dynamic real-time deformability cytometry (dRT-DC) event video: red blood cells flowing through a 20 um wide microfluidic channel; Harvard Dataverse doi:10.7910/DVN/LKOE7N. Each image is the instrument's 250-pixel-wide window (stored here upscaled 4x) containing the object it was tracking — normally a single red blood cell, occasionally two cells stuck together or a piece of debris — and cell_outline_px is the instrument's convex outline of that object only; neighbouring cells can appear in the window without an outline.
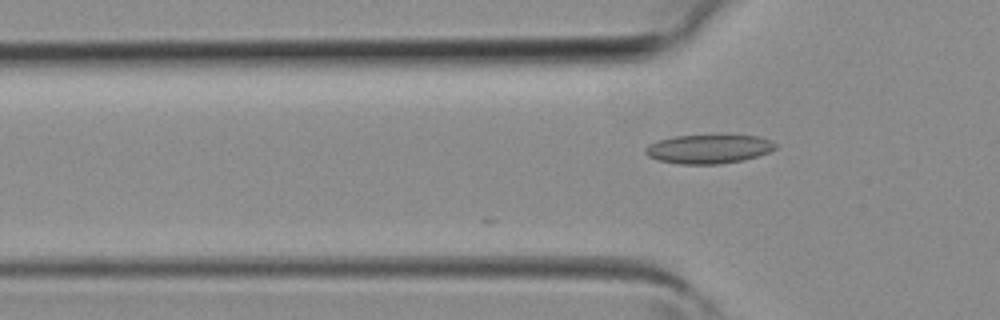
{"species": "common noctule bat (a hibernating species)", "species_latin": "Nyctalus noctula", "temperature_condition": "room temperature", "stored_images_in_passage": 4, "camera_frame_rate_fps": 3000, "um_per_image_px": 0.085, "animal": {"sex": "female", "body_mass_g": 19.3, "forearm_length_mm": 54.1}, "frame": {"image": 1, "passage_image": 4, "time_ms": 1.0, "image_size_px": [1000, 320], "cell_outline_px": [[776, 148], [768, 152], [744, 160], [720, 164], [680, 164], [660, 160], [648, 156], [644, 152], [644, 148], [648, 144], [672, 136], [756, 136], [772, 140], [776, 144]], "centroid_in_image_um": [60.22, 12.67], "position_along_channel_um": 65.6, "area_um2": 21.68}}